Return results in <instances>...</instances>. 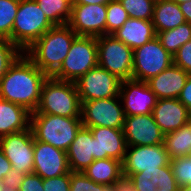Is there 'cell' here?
I'll return each mask as SVG.
<instances>
[{"instance_id":"ba28073f","label":"cell","mask_w":191,"mask_h":191,"mask_svg":"<svg viewBox=\"0 0 191 191\" xmlns=\"http://www.w3.org/2000/svg\"><path fill=\"white\" fill-rule=\"evenodd\" d=\"M170 160L164 144L127 146L122 161V172L129 176L139 173L151 180V175L159 171V167L167 166Z\"/></svg>"},{"instance_id":"9c48e42d","label":"cell","mask_w":191,"mask_h":191,"mask_svg":"<svg viewBox=\"0 0 191 191\" xmlns=\"http://www.w3.org/2000/svg\"><path fill=\"white\" fill-rule=\"evenodd\" d=\"M173 64V57L161 45L152 40L133 50L132 79L147 82Z\"/></svg>"},{"instance_id":"2e32d148","label":"cell","mask_w":191,"mask_h":191,"mask_svg":"<svg viewBox=\"0 0 191 191\" xmlns=\"http://www.w3.org/2000/svg\"><path fill=\"white\" fill-rule=\"evenodd\" d=\"M34 173L42 179L70 173L65 151L34 138Z\"/></svg>"},{"instance_id":"484cf974","label":"cell","mask_w":191,"mask_h":191,"mask_svg":"<svg viewBox=\"0 0 191 191\" xmlns=\"http://www.w3.org/2000/svg\"><path fill=\"white\" fill-rule=\"evenodd\" d=\"M54 26L67 25L71 17L72 0H35Z\"/></svg>"},{"instance_id":"8d00e7d4","label":"cell","mask_w":191,"mask_h":191,"mask_svg":"<svg viewBox=\"0 0 191 191\" xmlns=\"http://www.w3.org/2000/svg\"><path fill=\"white\" fill-rule=\"evenodd\" d=\"M19 191H44L43 179L36 173H27Z\"/></svg>"},{"instance_id":"7c38bea8","label":"cell","mask_w":191,"mask_h":191,"mask_svg":"<svg viewBox=\"0 0 191 191\" xmlns=\"http://www.w3.org/2000/svg\"><path fill=\"white\" fill-rule=\"evenodd\" d=\"M120 84V79L99 65L76 82L81 104L85 101L119 96Z\"/></svg>"},{"instance_id":"8fae6325","label":"cell","mask_w":191,"mask_h":191,"mask_svg":"<svg viewBox=\"0 0 191 191\" xmlns=\"http://www.w3.org/2000/svg\"><path fill=\"white\" fill-rule=\"evenodd\" d=\"M0 148L13 169L26 174L33 172L34 135L31 127L0 137Z\"/></svg>"},{"instance_id":"cb8c5ba5","label":"cell","mask_w":191,"mask_h":191,"mask_svg":"<svg viewBox=\"0 0 191 191\" xmlns=\"http://www.w3.org/2000/svg\"><path fill=\"white\" fill-rule=\"evenodd\" d=\"M83 173L92 181L105 186L113 183L123 174L122 162L112 159H96Z\"/></svg>"},{"instance_id":"f1b7e54d","label":"cell","mask_w":191,"mask_h":191,"mask_svg":"<svg viewBox=\"0 0 191 191\" xmlns=\"http://www.w3.org/2000/svg\"><path fill=\"white\" fill-rule=\"evenodd\" d=\"M129 18L152 21L154 4L153 0H118Z\"/></svg>"},{"instance_id":"e0dca14e","label":"cell","mask_w":191,"mask_h":191,"mask_svg":"<svg viewBox=\"0 0 191 191\" xmlns=\"http://www.w3.org/2000/svg\"><path fill=\"white\" fill-rule=\"evenodd\" d=\"M94 137V159L112 158L123 161L126 142L123 129L108 127H90Z\"/></svg>"},{"instance_id":"4dcf8cb0","label":"cell","mask_w":191,"mask_h":191,"mask_svg":"<svg viewBox=\"0 0 191 191\" xmlns=\"http://www.w3.org/2000/svg\"><path fill=\"white\" fill-rule=\"evenodd\" d=\"M22 53L9 39L0 37V79Z\"/></svg>"},{"instance_id":"ab89813d","label":"cell","mask_w":191,"mask_h":191,"mask_svg":"<svg viewBox=\"0 0 191 191\" xmlns=\"http://www.w3.org/2000/svg\"><path fill=\"white\" fill-rule=\"evenodd\" d=\"M115 191H137L132 178L129 175L122 174L114 183Z\"/></svg>"},{"instance_id":"603a6c76","label":"cell","mask_w":191,"mask_h":191,"mask_svg":"<svg viewBox=\"0 0 191 191\" xmlns=\"http://www.w3.org/2000/svg\"><path fill=\"white\" fill-rule=\"evenodd\" d=\"M152 22L155 32H162L174 29L186 21L179 4L172 0H160L154 4Z\"/></svg>"},{"instance_id":"d6986e66","label":"cell","mask_w":191,"mask_h":191,"mask_svg":"<svg viewBox=\"0 0 191 191\" xmlns=\"http://www.w3.org/2000/svg\"><path fill=\"white\" fill-rule=\"evenodd\" d=\"M188 76L185 70L173 63L147 83L157 99H173L179 97Z\"/></svg>"},{"instance_id":"b9f144b4","label":"cell","mask_w":191,"mask_h":191,"mask_svg":"<svg viewBox=\"0 0 191 191\" xmlns=\"http://www.w3.org/2000/svg\"><path fill=\"white\" fill-rule=\"evenodd\" d=\"M11 168V163L3 154L0 148V181H2L4 177H6L7 173L10 171Z\"/></svg>"},{"instance_id":"1f68e13d","label":"cell","mask_w":191,"mask_h":191,"mask_svg":"<svg viewBox=\"0 0 191 191\" xmlns=\"http://www.w3.org/2000/svg\"><path fill=\"white\" fill-rule=\"evenodd\" d=\"M170 166L179 186H191V156L171 159Z\"/></svg>"},{"instance_id":"836d02e7","label":"cell","mask_w":191,"mask_h":191,"mask_svg":"<svg viewBox=\"0 0 191 191\" xmlns=\"http://www.w3.org/2000/svg\"><path fill=\"white\" fill-rule=\"evenodd\" d=\"M105 187L89 179L83 172H70V191H102Z\"/></svg>"},{"instance_id":"7a4b0ae2","label":"cell","mask_w":191,"mask_h":191,"mask_svg":"<svg viewBox=\"0 0 191 191\" xmlns=\"http://www.w3.org/2000/svg\"><path fill=\"white\" fill-rule=\"evenodd\" d=\"M78 35L68 26H54L23 53L44 73L52 76L68 55Z\"/></svg>"},{"instance_id":"c3c4849f","label":"cell","mask_w":191,"mask_h":191,"mask_svg":"<svg viewBox=\"0 0 191 191\" xmlns=\"http://www.w3.org/2000/svg\"><path fill=\"white\" fill-rule=\"evenodd\" d=\"M172 1H174L177 4H182L184 2H188V1H191V0H172Z\"/></svg>"},{"instance_id":"4fadbf2b","label":"cell","mask_w":191,"mask_h":191,"mask_svg":"<svg viewBox=\"0 0 191 191\" xmlns=\"http://www.w3.org/2000/svg\"><path fill=\"white\" fill-rule=\"evenodd\" d=\"M107 4H72L68 26L78 36L99 37L106 34Z\"/></svg>"},{"instance_id":"7402d4cb","label":"cell","mask_w":191,"mask_h":191,"mask_svg":"<svg viewBox=\"0 0 191 191\" xmlns=\"http://www.w3.org/2000/svg\"><path fill=\"white\" fill-rule=\"evenodd\" d=\"M31 113L24 107L0 98V137L27 130Z\"/></svg>"},{"instance_id":"3957f363","label":"cell","mask_w":191,"mask_h":191,"mask_svg":"<svg viewBox=\"0 0 191 191\" xmlns=\"http://www.w3.org/2000/svg\"><path fill=\"white\" fill-rule=\"evenodd\" d=\"M82 104L75 82L58 80L52 76L43 83L40 103L31 114H50L81 118Z\"/></svg>"},{"instance_id":"74e56055","label":"cell","mask_w":191,"mask_h":191,"mask_svg":"<svg viewBox=\"0 0 191 191\" xmlns=\"http://www.w3.org/2000/svg\"><path fill=\"white\" fill-rule=\"evenodd\" d=\"M26 173L18 172L16 169L11 168L6 177L2 180V186L11 187L19 191L23 183Z\"/></svg>"},{"instance_id":"5bb4252c","label":"cell","mask_w":191,"mask_h":191,"mask_svg":"<svg viewBox=\"0 0 191 191\" xmlns=\"http://www.w3.org/2000/svg\"><path fill=\"white\" fill-rule=\"evenodd\" d=\"M119 97L125 116L151 114L157 102L148 83L134 79L121 81Z\"/></svg>"},{"instance_id":"ac0fdd59","label":"cell","mask_w":191,"mask_h":191,"mask_svg":"<svg viewBox=\"0 0 191 191\" xmlns=\"http://www.w3.org/2000/svg\"><path fill=\"white\" fill-rule=\"evenodd\" d=\"M152 115L164 134L173 132L191 121V112L178 98L157 99Z\"/></svg>"},{"instance_id":"44dd1931","label":"cell","mask_w":191,"mask_h":191,"mask_svg":"<svg viewBox=\"0 0 191 191\" xmlns=\"http://www.w3.org/2000/svg\"><path fill=\"white\" fill-rule=\"evenodd\" d=\"M111 35L135 50L156 37V32L152 21L128 18L123 26Z\"/></svg>"},{"instance_id":"9a60e30c","label":"cell","mask_w":191,"mask_h":191,"mask_svg":"<svg viewBox=\"0 0 191 191\" xmlns=\"http://www.w3.org/2000/svg\"><path fill=\"white\" fill-rule=\"evenodd\" d=\"M123 133L127 146L163 144L164 133L151 114L125 116Z\"/></svg>"},{"instance_id":"e575fe53","label":"cell","mask_w":191,"mask_h":191,"mask_svg":"<svg viewBox=\"0 0 191 191\" xmlns=\"http://www.w3.org/2000/svg\"><path fill=\"white\" fill-rule=\"evenodd\" d=\"M173 63L191 75V40L177 50L173 56Z\"/></svg>"},{"instance_id":"277c9868","label":"cell","mask_w":191,"mask_h":191,"mask_svg":"<svg viewBox=\"0 0 191 191\" xmlns=\"http://www.w3.org/2000/svg\"><path fill=\"white\" fill-rule=\"evenodd\" d=\"M83 126L81 118H69L50 114H31L30 127L38 141L67 151L79 129Z\"/></svg>"},{"instance_id":"bcb514c9","label":"cell","mask_w":191,"mask_h":191,"mask_svg":"<svg viewBox=\"0 0 191 191\" xmlns=\"http://www.w3.org/2000/svg\"><path fill=\"white\" fill-rule=\"evenodd\" d=\"M0 191H17V190L11 187L2 186Z\"/></svg>"},{"instance_id":"7bdbcfd3","label":"cell","mask_w":191,"mask_h":191,"mask_svg":"<svg viewBox=\"0 0 191 191\" xmlns=\"http://www.w3.org/2000/svg\"><path fill=\"white\" fill-rule=\"evenodd\" d=\"M179 6L184 15L185 21L191 24V1L179 4Z\"/></svg>"},{"instance_id":"d4e9b609","label":"cell","mask_w":191,"mask_h":191,"mask_svg":"<svg viewBox=\"0 0 191 191\" xmlns=\"http://www.w3.org/2000/svg\"><path fill=\"white\" fill-rule=\"evenodd\" d=\"M163 144L170 159L190 156L191 121L183 127L165 134Z\"/></svg>"},{"instance_id":"d6a6232c","label":"cell","mask_w":191,"mask_h":191,"mask_svg":"<svg viewBox=\"0 0 191 191\" xmlns=\"http://www.w3.org/2000/svg\"><path fill=\"white\" fill-rule=\"evenodd\" d=\"M151 176L152 183L157 186L156 191H177L179 188L170 163L167 166L159 167V171Z\"/></svg>"},{"instance_id":"4316f807","label":"cell","mask_w":191,"mask_h":191,"mask_svg":"<svg viewBox=\"0 0 191 191\" xmlns=\"http://www.w3.org/2000/svg\"><path fill=\"white\" fill-rule=\"evenodd\" d=\"M156 37L163 48L173 57L182 45L191 40V24L185 22L174 29L156 32Z\"/></svg>"},{"instance_id":"ee69618b","label":"cell","mask_w":191,"mask_h":191,"mask_svg":"<svg viewBox=\"0 0 191 191\" xmlns=\"http://www.w3.org/2000/svg\"><path fill=\"white\" fill-rule=\"evenodd\" d=\"M112 0H72V4H85V5H91V4H108Z\"/></svg>"},{"instance_id":"7dc6e473","label":"cell","mask_w":191,"mask_h":191,"mask_svg":"<svg viewBox=\"0 0 191 191\" xmlns=\"http://www.w3.org/2000/svg\"><path fill=\"white\" fill-rule=\"evenodd\" d=\"M102 191H115L113 185L106 186Z\"/></svg>"},{"instance_id":"8992f818","label":"cell","mask_w":191,"mask_h":191,"mask_svg":"<svg viewBox=\"0 0 191 191\" xmlns=\"http://www.w3.org/2000/svg\"><path fill=\"white\" fill-rule=\"evenodd\" d=\"M97 65L98 51L96 37L77 36L61 67L52 77L76 83L84 74Z\"/></svg>"},{"instance_id":"52a82bcc","label":"cell","mask_w":191,"mask_h":191,"mask_svg":"<svg viewBox=\"0 0 191 191\" xmlns=\"http://www.w3.org/2000/svg\"><path fill=\"white\" fill-rule=\"evenodd\" d=\"M96 39L98 65L121 81L132 79L133 50L111 34Z\"/></svg>"},{"instance_id":"ffe728a7","label":"cell","mask_w":191,"mask_h":191,"mask_svg":"<svg viewBox=\"0 0 191 191\" xmlns=\"http://www.w3.org/2000/svg\"><path fill=\"white\" fill-rule=\"evenodd\" d=\"M94 137L90 128L82 126L66 151L70 171L83 172L95 159Z\"/></svg>"},{"instance_id":"83f0119b","label":"cell","mask_w":191,"mask_h":191,"mask_svg":"<svg viewBox=\"0 0 191 191\" xmlns=\"http://www.w3.org/2000/svg\"><path fill=\"white\" fill-rule=\"evenodd\" d=\"M20 0H0V37L12 42V27Z\"/></svg>"},{"instance_id":"f6af8a7d","label":"cell","mask_w":191,"mask_h":191,"mask_svg":"<svg viewBox=\"0 0 191 191\" xmlns=\"http://www.w3.org/2000/svg\"><path fill=\"white\" fill-rule=\"evenodd\" d=\"M177 191H191V186H179Z\"/></svg>"},{"instance_id":"6da1fadb","label":"cell","mask_w":191,"mask_h":191,"mask_svg":"<svg viewBox=\"0 0 191 191\" xmlns=\"http://www.w3.org/2000/svg\"><path fill=\"white\" fill-rule=\"evenodd\" d=\"M47 78L48 75L22 53L0 79V98L33 113L40 103L41 89Z\"/></svg>"},{"instance_id":"f546056e","label":"cell","mask_w":191,"mask_h":191,"mask_svg":"<svg viewBox=\"0 0 191 191\" xmlns=\"http://www.w3.org/2000/svg\"><path fill=\"white\" fill-rule=\"evenodd\" d=\"M129 15L118 0H112L107 4L106 34H112L121 28Z\"/></svg>"},{"instance_id":"f35d334b","label":"cell","mask_w":191,"mask_h":191,"mask_svg":"<svg viewBox=\"0 0 191 191\" xmlns=\"http://www.w3.org/2000/svg\"><path fill=\"white\" fill-rule=\"evenodd\" d=\"M137 191H156L157 186L149 177L141 176L139 173L130 175Z\"/></svg>"},{"instance_id":"5b68a950","label":"cell","mask_w":191,"mask_h":191,"mask_svg":"<svg viewBox=\"0 0 191 191\" xmlns=\"http://www.w3.org/2000/svg\"><path fill=\"white\" fill-rule=\"evenodd\" d=\"M53 27L35 0H20L12 27V43L24 52Z\"/></svg>"},{"instance_id":"30bf717a","label":"cell","mask_w":191,"mask_h":191,"mask_svg":"<svg viewBox=\"0 0 191 191\" xmlns=\"http://www.w3.org/2000/svg\"><path fill=\"white\" fill-rule=\"evenodd\" d=\"M81 119L84 127H108L123 129L125 114L119 96L85 101Z\"/></svg>"},{"instance_id":"60d3db41","label":"cell","mask_w":191,"mask_h":191,"mask_svg":"<svg viewBox=\"0 0 191 191\" xmlns=\"http://www.w3.org/2000/svg\"><path fill=\"white\" fill-rule=\"evenodd\" d=\"M178 100L191 112V75L188 76Z\"/></svg>"},{"instance_id":"d590c367","label":"cell","mask_w":191,"mask_h":191,"mask_svg":"<svg viewBox=\"0 0 191 191\" xmlns=\"http://www.w3.org/2000/svg\"><path fill=\"white\" fill-rule=\"evenodd\" d=\"M44 191H70V173L43 179Z\"/></svg>"}]
</instances>
